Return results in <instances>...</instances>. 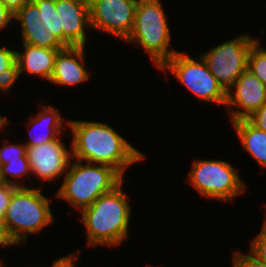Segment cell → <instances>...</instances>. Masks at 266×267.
I'll return each mask as SVG.
<instances>
[{"label": "cell", "instance_id": "obj_1", "mask_svg": "<svg viewBox=\"0 0 266 267\" xmlns=\"http://www.w3.org/2000/svg\"><path fill=\"white\" fill-rule=\"evenodd\" d=\"M73 134L72 158L88 163L105 164L122 176L129 165L143 160L136 150L111 126L102 122L67 121Z\"/></svg>", "mask_w": 266, "mask_h": 267}, {"label": "cell", "instance_id": "obj_2", "mask_svg": "<svg viewBox=\"0 0 266 267\" xmlns=\"http://www.w3.org/2000/svg\"><path fill=\"white\" fill-rule=\"evenodd\" d=\"M122 183L81 210L89 246H117L127 237L131 208Z\"/></svg>", "mask_w": 266, "mask_h": 267}, {"label": "cell", "instance_id": "obj_3", "mask_svg": "<svg viewBox=\"0 0 266 267\" xmlns=\"http://www.w3.org/2000/svg\"><path fill=\"white\" fill-rule=\"evenodd\" d=\"M82 163L76 160L71 165L70 162L69 171L56 193L57 197L65 199L80 211L124 181L123 176L109 165Z\"/></svg>", "mask_w": 266, "mask_h": 267}, {"label": "cell", "instance_id": "obj_4", "mask_svg": "<svg viewBox=\"0 0 266 267\" xmlns=\"http://www.w3.org/2000/svg\"><path fill=\"white\" fill-rule=\"evenodd\" d=\"M49 199L40 188L17 187L10 198L3 220L11 239L17 244L26 241L27 233L43 230L53 222Z\"/></svg>", "mask_w": 266, "mask_h": 267}, {"label": "cell", "instance_id": "obj_5", "mask_svg": "<svg viewBox=\"0 0 266 267\" xmlns=\"http://www.w3.org/2000/svg\"><path fill=\"white\" fill-rule=\"evenodd\" d=\"M159 0H138L133 28L125 39L140 44L160 68L176 52L168 48L170 30Z\"/></svg>", "mask_w": 266, "mask_h": 267}, {"label": "cell", "instance_id": "obj_6", "mask_svg": "<svg viewBox=\"0 0 266 267\" xmlns=\"http://www.w3.org/2000/svg\"><path fill=\"white\" fill-rule=\"evenodd\" d=\"M22 28V41L38 47L64 49L60 15L55 0H30L15 15Z\"/></svg>", "mask_w": 266, "mask_h": 267}, {"label": "cell", "instance_id": "obj_7", "mask_svg": "<svg viewBox=\"0 0 266 267\" xmlns=\"http://www.w3.org/2000/svg\"><path fill=\"white\" fill-rule=\"evenodd\" d=\"M188 177L199 194L223 202L243 193L246 187L237 170L226 161L195 160Z\"/></svg>", "mask_w": 266, "mask_h": 267}, {"label": "cell", "instance_id": "obj_8", "mask_svg": "<svg viewBox=\"0 0 266 267\" xmlns=\"http://www.w3.org/2000/svg\"><path fill=\"white\" fill-rule=\"evenodd\" d=\"M159 69H168L188 90L202 101L226 104L227 92L210 72L204 59L200 62L189 55L176 52Z\"/></svg>", "mask_w": 266, "mask_h": 267}, {"label": "cell", "instance_id": "obj_9", "mask_svg": "<svg viewBox=\"0 0 266 267\" xmlns=\"http://www.w3.org/2000/svg\"><path fill=\"white\" fill-rule=\"evenodd\" d=\"M256 41L257 39L243 34L201 55L210 72L226 92L247 69L248 53Z\"/></svg>", "mask_w": 266, "mask_h": 267}, {"label": "cell", "instance_id": "obj_10", "mask_svg": "<svg viewBox=\"0 0 266 267\" xmlns=\"http://www.w3.org/2000/svg\"><path fill=\"white\" fill-rule=\"evenodd\" d=\"M138 0H89L90 25L125 40L133 28Z\"/></svg>", "mask_w": 266, "mask_h": 267}, {"label": "cell", "instance_id": "obj_11", "mask_svg": "<svg viewBox=\"0 0 266 267\" xmlns=\"http://www.w3.org/2000/svg\"><path fill=\"white\" fill-rule=\"evenodd\" d=\"M27 158L30 170L43 181L60 177L69 168L72 158L70 151L57 138L44 144L27 147Z\"/></svg>", "mask_w": 266, "mask_h": 267}, {"label": "cell", "instance_id": "obj_12", "mask_svg": "<svg viewBox=\"0 0 266 267\" xmlns=\"http://www.w3.org/2000/svg\"><path fill=\"white\" fill-rule=\"evenodd\" d=\"M232 88L235 89V94L228 90L225 104L229 108L237 107L229 113L231 121L246 119L266 102V85L248 69L230 87Z\"/></svg>", "mask_w": 266, "mask_h": 267}, {"label": "cell", "instance_id": "obj_13", "mask_svg": "<svg viewBox=\"0 0 266 267\" xmlns=\"http://www.w3.org/2000/svg\"><path fill=\"white\" fill-rule=\"evenodd\" d=\"M55 9L60 15L63 45L85 47V29L91 28L89 0H55Z\"/></svg>", "mask_w": 266, "mask_h": 267}, {"label": "cell", "instance_id": "obj_14", "mask_svg": "<svg viewBox=\"0 0 266 267\" xmlns=\"http://www.w3.org/2000/svg\"><path fill=\"white\" fill-rule=\"evenodd\" d=\"M84 46L65 47L55 58L53 74L49 81L58 85H77L89 78L84 68ZM82 62V63H80Z\"/></svg>", "mask_w": 266, "mask_h": 267}, {"label": "cell", "instance_id": "obj_15", "mask_svg": "<svg viewBox=\"0 0 266 267\" xmlns=\"http://www.w3.org/2000/svg\"><path fill=\"white\" fill-rule=\"evenodd\" d=\"M23 53L16 51L19 73L27 71L32 75L50 80L57 53L62 49H50L23 43Z\"/></svg>", "mask_w": 266, "mask_h": 267}, {"label": "cell", "instance_id": "obj_16", "mask_svg": "<svg viewBox=\"0 0 266 267\" xmlns=\"http://www.w3.org/2000/svg\"><path fill=\"white\" fill-rule=\"evenodd\" d=\"M36 117L29 120V123L32 127L29 130L31 139L25 142L26 147H32L35 145L44 144L50 141H54L60 136L61 128L63 127V118L54 106H44ZM38 124V125H37ZM37 126L45 128L43 133L36 134L33 136L32 129ZM39 127H37L39 129ZM40 128V131H41ZM43 130V129H42ZM32 133V134H31Z\"/></svg>", "mask_w": 266, "mask_h": 267}, {"label": "cell", "instance_id": "obj_17", "mask_svg": "<svg viewBox=\"0 0 266 267\" xmlns=\"http://www.w3.org/2000/svg\"><path fill=\"white\" fill-rule=\"evenodd\" d=\"M243 148L259 165L266 167V132L253 126L247 119L232 121Z\"/></svg>", "mask_w": 266, "mask_h": 267}, {"label": "cell", "instance_id": "obj_18", "mask_svg": "<svg viewBox=\"0 0 266 267\" xmlns=\"http://www.w3.org/2000/svg\"><path fill=\"white\" fill-rule=\"evenodd\" d=\"M257 40L250 48L247 69L266 85V49Z\"/></svg>", "mask_w": 266, "mask_h": 267}, {"label": "cell", "instance_id": "obj_19", "mask_svg": "<svg viewBox=\"0 0 266 267\" xmlns=\"http://www.w3.org/2000/svg\"><path fill=\"white\" fill-rule=\"evenodd\" d=\"M31 173L30 164L27 156H23L20 160L9 161L7 164L1 165V176L4 183L14 185L16 187H23L15 180H10L7 175L11 177H21Z\"/></svg>", "mask_w": 266, "mask_h": 267}, {"label": "cell", "instance_id": "obj_20", "mask_svg": "<svg viewBox=\"0 0 266 267\" xmlns=\"http://www.w3.org/2000/svg\"><path fill=\"white\" fill-rule=\"evenodd\" d=\"M27 147L23 144H6L0 148V166L7 164L9 161L20 160L27 156Z\"/></svg>", "mask_w": 266, "mask_h": 267}, {"label": "cell", "instance_id": "obj_21", "mask_svg": "<svg viewBox=\"0 0 266 267\" xmlns=\"http://www.w3.org/2000/svg\"><path fill=\"white\" fill-rule=\"evenodd\" d=\"M260 233L251 241L250 253L266 264V217Z\"/></svg>", "mask_w": 266, "mask_h": 267}, {"label": "cell", "instance_id": "obj_22", "mask_svg": "<svg viewBox=\"0 0 266 267\" xmlns=\"http://www.w3.org/2000/svg\"><path fill=\"white\" fill-rule=\"evenodd\" d=\"M20 76L17 61H15L9 68L0 72V90L7 92Z\"/></svg>", "mask_w": 266, "mask_h": 267}, {"label": "cell", "instance_id": "obj_23", "mask_svg": "<svg viewBox=\"0 0 266 267\" xmlns=\"http://www.w3.org/2000/svg\"><path fill=\"white\" fill-rule=\"evenodd\" d=\"M239 253V254H238ZM233 267H266V264L258 260L253 254H233Z\"/></svg>", "mask_w": 266, "mask_h": 267}, {"label": "cell", "instance_id": "obj_24", "mask_svg": "<svg viewBox=\"0 0 266 267\" xmlns=\"http://www.w3.org/2000/svg\"><path fill=\"white\" fill-rule=\"evenodd\" d=\"M246 119L256 128L266 132V102Z\"/></svg>", "mask_w": 266, "mask_h": 267}, {"label": "cell", "instance_id": "obj_25", "mask_svg": "<svg viewBox=\"0 0 266 267\" xmlns=\"http://www.w3.org/2000/svg\"><path fill=\"white\" fill-rule=\"evenodd\" d=\"M17 187L11 184H0V214L4 216L12 193Z\"/></svg>", "mask_w": 266, "mask_h": 267}, {"label": "cell", "instance_id": "obj_26", "mask_svg": "<svg viewBox=\"0 0 266 267\" xmlns=\"http://www.w3.org/2000/svg\"><path fill=\"white\" fill-rule=\"evenodd\" d=\"M16 61V51L0 47V72L9 68Z\"/></svg>", "mask_w": 266, "mask_h": 267}, {"label": "cell", "instance_id": "obj_27", "mask_svg": "<svg viewBox=\"0 0 266 267\" xmlns=\"http://www.w3.org/2000/svg\"><path fill=\"white\" fill-rule=\"evenodd\" d=\"M78 257L76 254L60 257L53 262L52 267H77L74 262H76Z\"/></svg>", "mask_w": 266, "mask_h": 267}, {"label": "cell", "instance_id": "obj_28", "mask_svg": "<svg viewBox=\"0 0 266 267\" xmlns=\"http://www.w3.org/2000/svg\"><path fill=\"white\" fill-rule=\"evenodd\" d=\"M14 19V14L11 13L6 6L0 1V29L9 25V22Z\"/></svg>", "mask_w": 266, "mask_h": 267}, {"label": "cell", "instance_id": "obj_29", "mask_svg": "<svg viewBox=\"0 0 266 267\" xmlns=\"http://www.w3.org/2000/svg\"><path fill=\"white\" fill-rule=\"evenodd\" d=\"M14 15L30 0H0Z\"/></svg>", "mask_w": 266, "mask_h": 267}, {"label": "cell", "instance_id": "obj_30", "mask_svg": "<svg viewBox=\"0 0 266 267\" xmlns=\"http://www.w3.org/2000/svg\"><path fill=\"white\" fill-rule=\"evenodd\" d=\"M12 246L16 243L9 236L5 223H0V246Z\"/></svg>", "mask_w": 266, "mask_h": 267}, {"label": "cell", "instance_id": "obj_31", "mask_svg": "<svg viewBox=\"0 0 266 267\" xmlns=\"http://www.w3.org/2000/svg\"><path fill=\"white\" fill-rule=\"evenodd\" d=\"M8 123V120L6 119V117L0 116V128L1 127H5V125Z\"/></svg>", "mask_w": 266, "mask_h": 267}, {"label": "cell", "instance_id": "obj_32", "mask_svg": "<svg viewBox=\"0 0 266 267\" xmlns=\"http://www.w3.org/2000/svg\"><path fill=\"white\" fill-rule=\"evenodd\" d=\"M4 183L3 182V179H2V176H1V166H0V184Z\"/></svg>", "mask_w": 266, "mask_h": 267}, {"label": "cell", "instance_id": "obj_33", "mask_svg": "<svg viewBox=\"0 0 266 267\" xmlns=\"http://www.w3.org/2000/svg\"><path fill=\"white\" fill-rule=\"evenodd\" d=\"M0 223H4L3 216L0 214Z\"/></svg>", "mask_w": 266, "mask_h": 267}]
</instances>
